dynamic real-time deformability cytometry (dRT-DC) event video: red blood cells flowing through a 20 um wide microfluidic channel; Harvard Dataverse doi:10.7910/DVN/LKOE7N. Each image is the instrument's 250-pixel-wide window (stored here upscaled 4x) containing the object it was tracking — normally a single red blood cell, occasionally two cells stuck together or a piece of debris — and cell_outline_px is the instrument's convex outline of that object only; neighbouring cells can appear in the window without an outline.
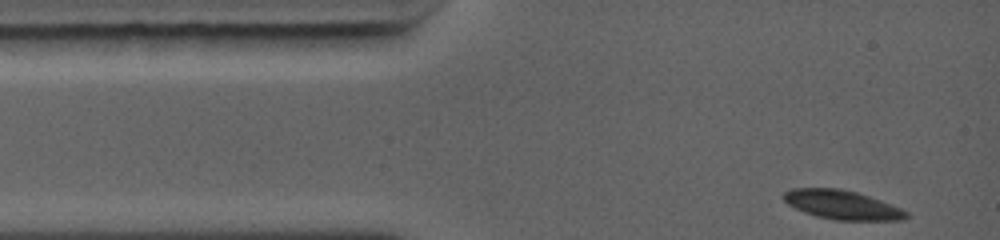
{"species": "common noctule bat (a hibernating species)", "species_latin": "Nyctalus noctula", "temperature_condition": "warm", "stored_images_in_passage": 5, "camera_frame_rate_fps": 5000, "um_per_image_px": 0.085, "animal": {"sex": "female", "body_mass_g": 19.0, "forearm_length_mm": 56.7}, "frame": {"image": 1, "passage_image": 1, "time_ms": 0.0, "image_size_px": [1000, 240], "cell_outline_px": [[908, 216], [904, 220], [836, 220], [816, 216], [804, 212], [788, 204], [780, 196], [784, 192], [792, 188], [840, 188], [856, 192], [892, 204], [908, 212]], "centroid_in_image_um": [71.56, 17.4], "position_along_channel_um": 13.4, "area_um2": 20.75}}
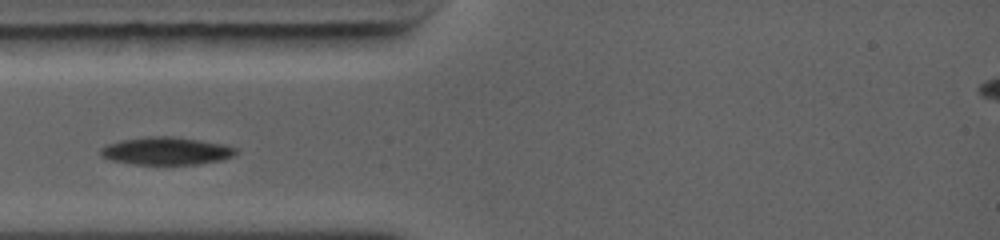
{"frame": {"image": 2, "passage_image": 4, "time_ms": 2.4, "image_size_px": [1000, 240], "cell_outline_px": [[236, 156], [220, 160], [200, 164], [136, 164], [112, 160], [100, 156], [100, 148], [104, 144], [120, 140], [144, 136], [172, 136], [200, 140], [224, 144], [236, 148]], "centroid_in_image_um": [14.11, 12.82], "position_along_channel_um": 70.9, "area_um2": 22.02}}
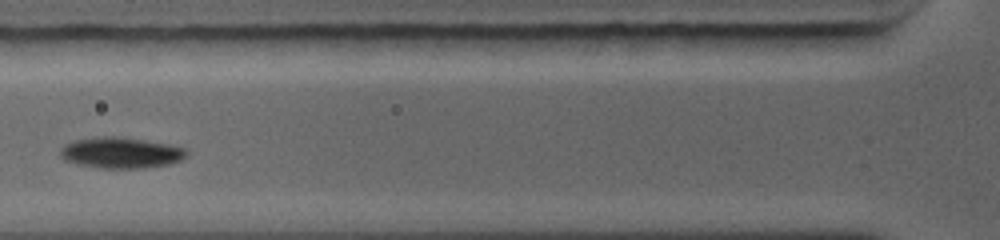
{"frame": {"image": 3, "passage_image": 5, "time_ms": 3.4, "image_size_px": [1000, 240], "cell_outline_px": [[188, 156], [180, 160], [168, 164], [140, 168], [100, 168], [80, 164], [64, 160], [60, 156], [60, 148], [64, 144], [76, 140], [96, 136], [120, 136], [168, 144], [184, 148], [188, 152]], "centroid_in_image_um": [10.26, 12.97], "position_along_channel_um": 115.5, "area_um2": 22.77}}